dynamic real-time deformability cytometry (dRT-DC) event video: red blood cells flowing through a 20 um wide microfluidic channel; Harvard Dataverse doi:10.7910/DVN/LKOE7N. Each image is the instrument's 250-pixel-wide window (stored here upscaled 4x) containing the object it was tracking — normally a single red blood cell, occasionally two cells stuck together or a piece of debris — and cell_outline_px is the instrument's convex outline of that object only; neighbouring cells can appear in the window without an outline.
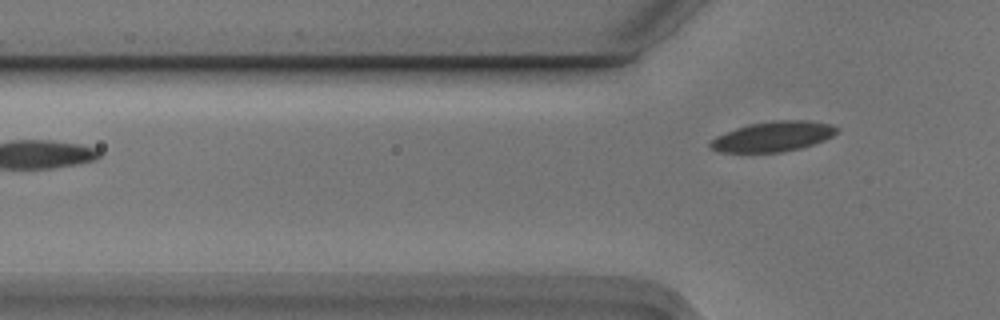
{"species": "Egyptian fruit bat (a non-hibernating species)", "species_latin": "Rousettus aegyptiacus", "temperature_condition": "cold", "stored_images_in_passage": 3, "camera_frame_rate_fps": 3000, "um_per_image_px": 0.085, "animal": {"sex": "male"}, "frame": {"image": 1, "passage_image": 3, "time_ms": 0.667, "image_size_px": [1000, 320], "cell_outline_px": [[840, 128], [832, 136], [824, 140], [800, 148], [780, 152], [720, 152], [712, 148], [708, 144], [716, 136], [736, 128], [752, 124], [776, 120], [808, 120], [832, 124]], "centroid_in_image_um": [65.73, 11.59], "position_along_channel_um": 60.1, "area_um2": 21.96}}